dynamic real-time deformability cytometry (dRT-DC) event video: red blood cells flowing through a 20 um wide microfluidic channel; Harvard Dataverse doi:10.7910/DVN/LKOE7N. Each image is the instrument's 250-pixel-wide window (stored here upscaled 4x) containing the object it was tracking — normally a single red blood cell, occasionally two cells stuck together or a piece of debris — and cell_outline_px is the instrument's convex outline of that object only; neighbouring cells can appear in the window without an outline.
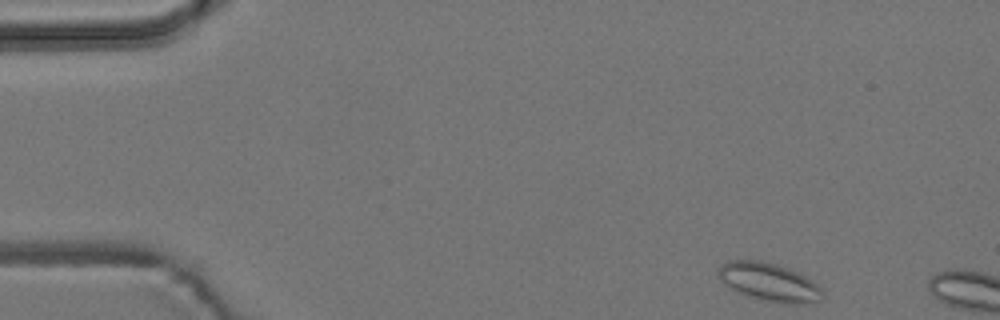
{"species": "common noctule bat (a hibernating species)", "species_latin": "Nyctalus noctula", "temperature_condition": "room temperature", "stored_images_in_passage": 2, "camera_frame_rate_fps": 3000, "um_per_image_px": 0.085, "animal": {"sex": "male", "body_mass_g": 19.2, "forearm_length_mm": 51.8}, "frame": {"image": 1, "passage_image": 1, "time_ms": 0.0, "image_size_px": [1000, 320], "cell_outline_px": [[824, 292], [820, 300], [796, 304], [784, 304], [748, 296], [736, 292], [716, 272], [716, 268], [720, 264], [732, 260], [756, 260], [776, 264], [788, 268], [812, 280]], "centroid_in_image_um": [65.37, 23.97], "position_along_channel_um": 19.6, "area_um2": 22.83}}